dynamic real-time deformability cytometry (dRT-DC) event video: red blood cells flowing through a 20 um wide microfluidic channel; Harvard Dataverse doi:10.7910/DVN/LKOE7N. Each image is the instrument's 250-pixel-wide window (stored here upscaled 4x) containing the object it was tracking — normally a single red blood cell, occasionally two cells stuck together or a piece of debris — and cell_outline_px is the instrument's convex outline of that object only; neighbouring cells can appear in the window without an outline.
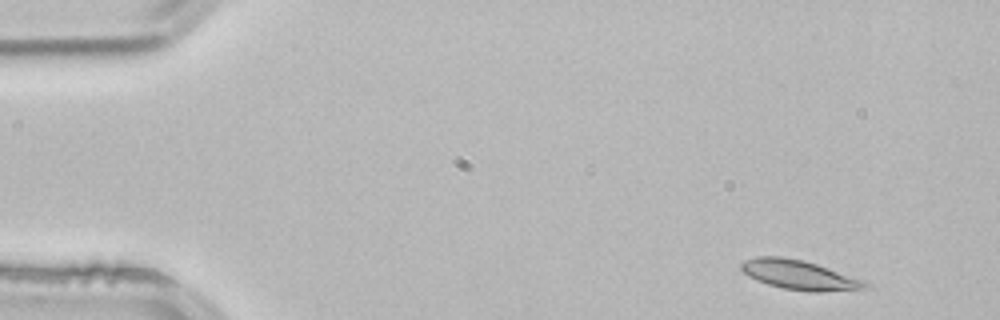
{"species": "common noctule bat (a hibernating species)", "species_latin": "Nyctalus noctula", "temperature_condition": "room temperature", "stored_images_in_passage": 3, "segment_of_instrument_passage": [2, 2], "camera_frame_rate_fps": 3000, "um_per_image_px": 0.085, "animal": {"sex": "male", "body_mass_g": 21.5, "forearm_length_mm": 52.0}, "frame": {"image": 1, "passage_image": 3, "time_ms": 0.667, "image_size_px": [1000, 320], "cell_outline_px": [[868, 284], [864, 288], [820, 292], [808, 292], [784, 288], [768, 284], [748, 276], [740, 268], [740, 264], [744, 260], [756, 256], [780, 256], [804, 260], [864, 280]], "centroid_in_image_um": [67.88, 23.35], "position_along_channel_um": 17.1, "area_um2": 21.04}}